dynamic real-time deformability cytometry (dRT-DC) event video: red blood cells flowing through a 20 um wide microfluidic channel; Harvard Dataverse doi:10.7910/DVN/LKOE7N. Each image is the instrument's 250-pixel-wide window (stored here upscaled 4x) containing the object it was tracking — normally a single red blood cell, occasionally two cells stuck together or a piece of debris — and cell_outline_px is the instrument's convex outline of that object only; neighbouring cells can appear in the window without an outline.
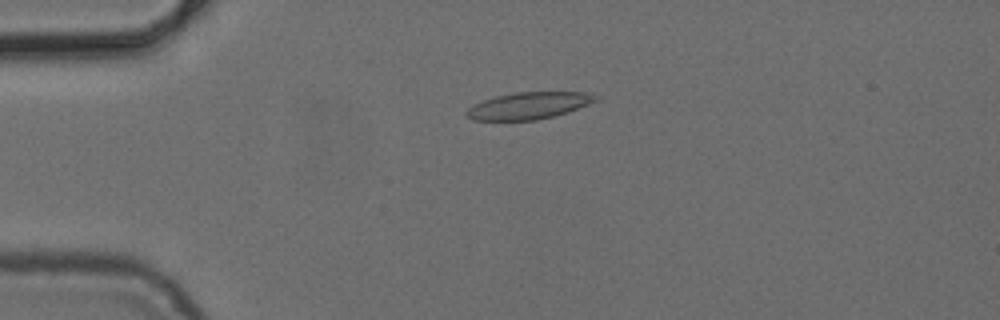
{"species": "common noctule bat (a hibernating species)", "species_latin": "Nyctalus noctula", "temperature_condition": "cold", "stored_images_in_passage": 4, "camera_frame_rate_fps": 3000, "um_per_image_px": 0.085, "animal": {"sex": "female", "body_mass_g": 24.6, "forearm_length_mm": 56.2}, "frame": {"image": 1, "passage_image": 4, "time_ms": 3.333, "image_size_px": [1000, 320], "cell_outline_px": [[600, 100], [568, 112], [536, 120], [472, 120], [464, 112], [468, 108], [484, 100], [496, 96], [516, 92], [584, 92], [600, 96]], "centroid_in_image_um": [44.99, 8.97], "position_along_channel_um": 40.0, "area_um2": 20.17}}